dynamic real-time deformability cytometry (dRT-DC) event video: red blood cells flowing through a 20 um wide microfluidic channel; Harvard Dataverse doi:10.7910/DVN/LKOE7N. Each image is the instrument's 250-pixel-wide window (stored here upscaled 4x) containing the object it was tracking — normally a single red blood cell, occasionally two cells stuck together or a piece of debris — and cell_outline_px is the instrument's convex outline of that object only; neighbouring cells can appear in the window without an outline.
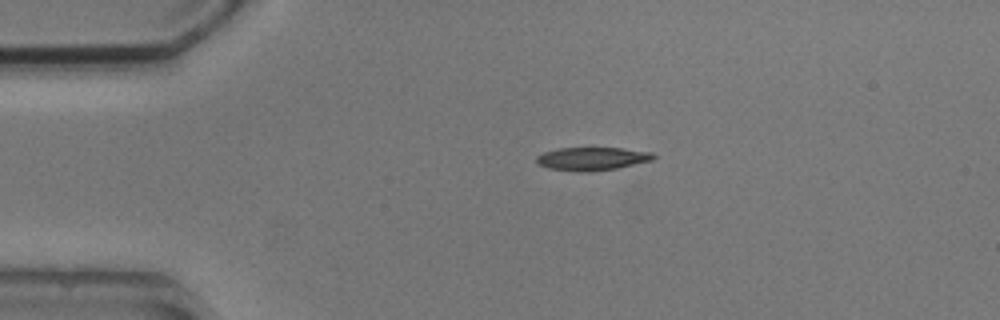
{"species": "common noctule bat (a hibernating species)", "species_latin": "Nyctalus noctula", "temperature_condition": "cold", "stored_images_in_passage": 2, "camera_frame_rate_fps": 3000, "um_per_image_px": 0.085, "animal": {"sex": "male", "body_mass_g": 20.5, "forearm_length_mm": 52.5}, "frame": {"image": 1, "passage_image": 1, "time_ms": 0.0, "image_size_px": [1000, 320], "cell_outline_px": [[656, 156], [652, 160], [616, 168], [588, 172], [580, 172], [548, 168], [536, 164], [536, 156], [544, 152], [560, 148], [620, 148], [652, 152]], "centroid_in_image_um": [50.29, 13.49], "position_along_channel_um": 34.7, "area_um2": 15.72}}